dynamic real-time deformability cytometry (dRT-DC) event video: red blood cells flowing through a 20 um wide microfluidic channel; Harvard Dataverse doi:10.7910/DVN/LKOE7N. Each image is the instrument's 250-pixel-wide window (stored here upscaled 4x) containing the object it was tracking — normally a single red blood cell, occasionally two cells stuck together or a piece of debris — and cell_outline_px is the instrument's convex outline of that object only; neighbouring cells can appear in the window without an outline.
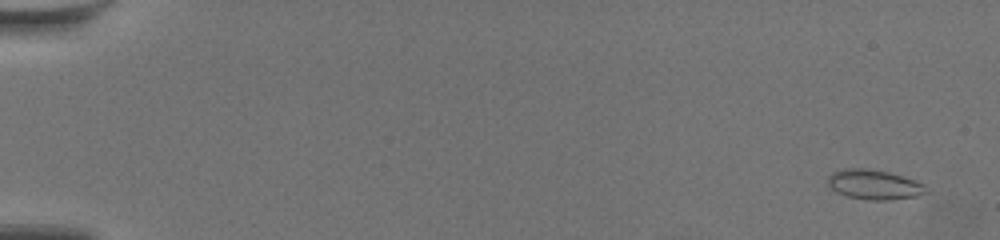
{"species": "common noctule bat (a hibernating species)", "species_latin": "Nyctalus noctula", "temperature_condition": "warm", "stored_images_in_passage": 62, "camera_frame_rate_fps": 3000, "um_per_image_px": 0.085, "animal": {"sex": "female", "body_mass_g": 19.5, "forearm_length_mm": 54.1}, "frame": {"image": 1, "passage_image": 4, "time_ms": 1.0, "image_size_px": [1000, 240], "cell_outline_px": [[928, 192], [916, 196], [888, 200], [868, 200], [848, 196], [836, 192], [828, 184], [828, 176], [832, 172], [844, 168], [864, 168], [888, 172], [924, 184], [928, 188]], "centroid_in_image_um": [74.28, 15.69], "position_along_channel_um": 10.7, "area_um2": 16.88}}
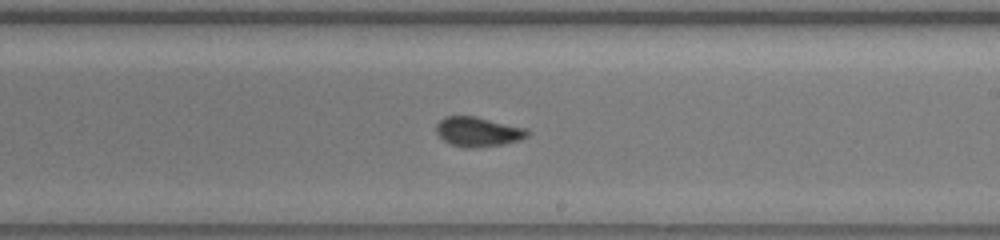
{"frame": {"image": 2, "passage_image": 39, "time_ms": 12.667, "image_size_px": [1000, 240], "cell_outline_px": [[532, 132], [528, 136], [520, 140], [504, 144], [472, 148], [464, 148], [452, 144], [444, 140], [436, 132], [436, 124], [444, 116], [476, 116], [528, 128]], "centroid_in_image_um": [40.68, 11.19], "position_along_channel_um": 248.3, "area_um2": 15.95}}
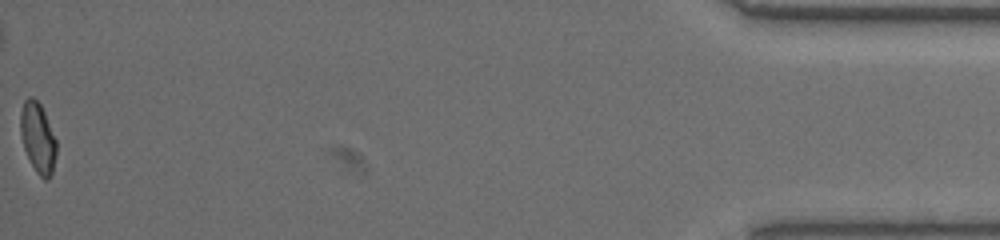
{"frame": {"image": 3, "passage_image": 62, "time_ms": 20.333, "image_size_px": [1000, 240], "cell_outline_px": [[56, 156], [52, 176], [48, 180], [44, 180], [36, 172], [24, 148], [20, 132], [20, 112], [24, 100], [28, 96], [32, 96], [40, 104], [44, 112], [56, 140]], "centroid_in_image_um": [3.22, 11.72], "position_along_channel_um": 432.0, "area_um2": 14.74}, "authors_computed_cell_mechanics": {"area_um2": 15.8372, "velocity_mm_per_s": 3.5569, "shape_relaxation_time_tau1_ms": 7.1307, "shape_relaxation_time_tau2_ms": 0.7308, "deformation_change_tau1": 0.1753, "deformation_change_tau2": 0.0535}}